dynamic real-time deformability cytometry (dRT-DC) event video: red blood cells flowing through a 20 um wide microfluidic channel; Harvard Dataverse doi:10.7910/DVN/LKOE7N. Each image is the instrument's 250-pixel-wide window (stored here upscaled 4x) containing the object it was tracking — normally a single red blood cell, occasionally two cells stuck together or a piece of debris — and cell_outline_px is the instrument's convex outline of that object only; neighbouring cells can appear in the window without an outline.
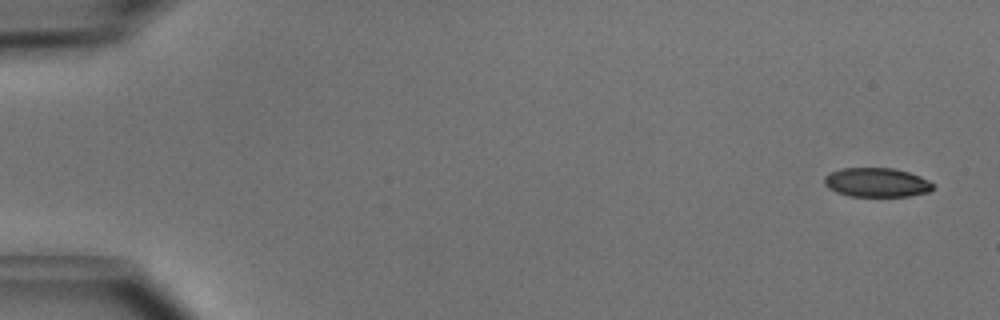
{"species": "common noctule bat (a hibernating species)", "species_latin": "Nyctalus noctula", "temperature_condition": "cold", "stored_images_in_passage": 5, "camera_frame_rate_fps": 3000, "um_per_image_px": 0.085, "animal": {"sex": "male", "body_mass_g": 15.6}, "frame": {"image": 1, "passage_image": 1, "time_ms": 0.0, "image_size_px": [1000, 320], "cell_outline_px": [[932, 188], [928, 192], [908, 196], [848, 196], [836, 192], [828, 188], [824, 184], [824, 176], [828, 172], [840, 168], [892, 168], [908, 172], [920, 176], [928, 180], [932, 184]], "centroid_in_image_um": [74.45, 15.5], "position_along_channel_um": 10.6, "area_um2": 18.5}}
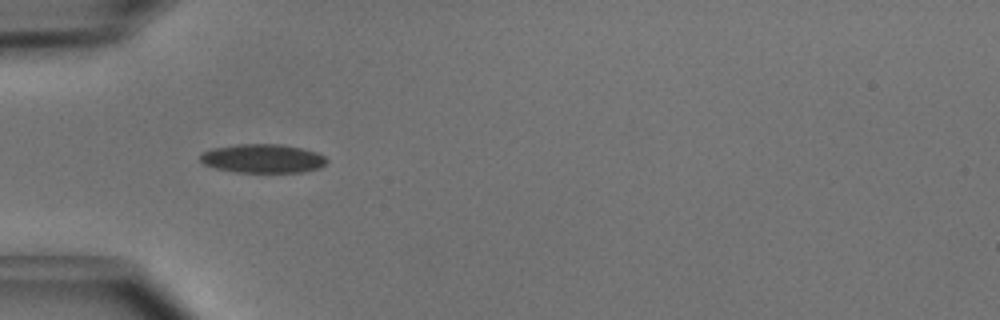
{"frame": {"image": 2, "passage_image": 5, "time_ms": 1.333, "image_size_px": [1000, 320], "cell_outline_px": [[328, 160], [320, 168], [304, 172], [236, 172], [216, 168], [204, 164], [200, 160], [200, 152], [212, 148], [236, 144], [280, 144], [300, 148], [316, 152], [324, 156]], "centroid_in_image_um": [22.31, 13.47], "position_along_channel_um": 62.7, "area_um2": 21.27}}